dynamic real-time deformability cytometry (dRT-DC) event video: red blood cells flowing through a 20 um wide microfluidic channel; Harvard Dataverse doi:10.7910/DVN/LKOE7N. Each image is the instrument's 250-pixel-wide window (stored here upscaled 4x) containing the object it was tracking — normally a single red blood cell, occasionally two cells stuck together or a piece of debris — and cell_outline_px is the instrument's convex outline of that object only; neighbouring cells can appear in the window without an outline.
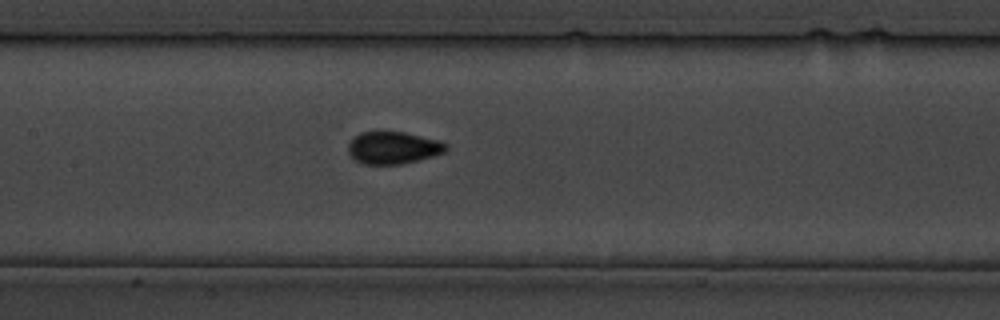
{"species": "common noctule bat (a hibernating species)", "species_latin": "Nyctalus noctula", "temperature_condition": "cold", "stored_images_in_passage": 22, "camera_frame_rate_fps": 3000, "um_per_image_px": 0.085, "animal": {"sex": "male", "body_mass_g": 19.5, "forearm_length_mm": 54.6}, "frame": {"image": 1, "passage_image": 10, "time_ms": 11.0, "image_size_px": [1000, 320], "cell_outline_px": [[448, 148], [444, 152], [432, 156], [400, 164], [364, 164], [356, 160], [348, 152], [348, 144], [352, 136], [360, 132], [404, 132], [440, 140], [448, 144]], "centroid_in_image_um": [33.41, 12.54], "position_along_channel_um": 174.0, "area_um2": 18.38}}